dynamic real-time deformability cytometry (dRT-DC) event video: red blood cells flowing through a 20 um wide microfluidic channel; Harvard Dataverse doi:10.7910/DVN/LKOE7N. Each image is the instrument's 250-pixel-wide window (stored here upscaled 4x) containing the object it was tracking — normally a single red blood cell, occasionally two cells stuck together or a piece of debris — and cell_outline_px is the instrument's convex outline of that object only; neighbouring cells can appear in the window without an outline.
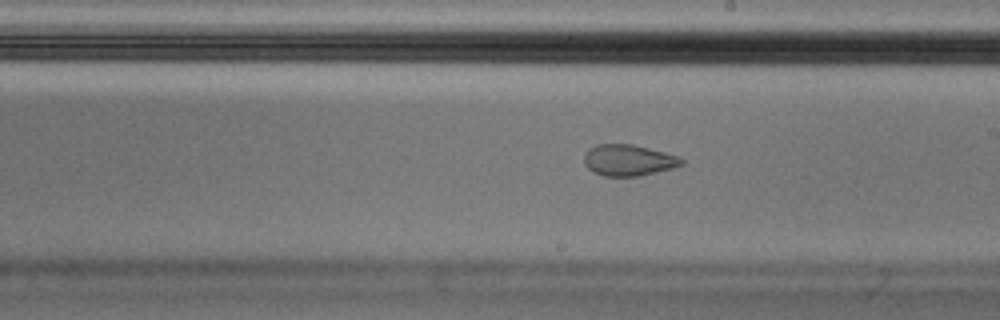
{"species": "Egyptian fruit bat (a non-hibernating species)", "species_latin": "Rousettus aegyptiacus", "temperature_condition": "cold", "stored_images_in_passage": 57, "camera_frame_rate_fps": 3000, "um_per_image_px": 0.085, "animal": {"sex": "male"}, "frame": {"image": 1, "passage_image": 33, "time_ms": 10.667, "image_size_px": [1000, 320], "cell_outline_px": [[684, 164], [672, 168], [636, 176], [604, 176], [592, 172], [584, 164], [584, 156], [588, 148], [596, 144], [632, 144], [680, 156], [684, 160]], "centroid_in_image_um": [53.4, 13.61], "position_along_channel_um": 235.6, "area_um2": 17.74}, "authors_computed_cell_mechanics": {"area_um2": 19.363, "velocity_mm_per_s": 3.6079, "shape_relaxation_time_tau1_ms": null, "shape_relaxation_time_tau2_ms": 1.4369, "deformation_change_tau1": null, "deformation_change_tau2": 0.0599}}